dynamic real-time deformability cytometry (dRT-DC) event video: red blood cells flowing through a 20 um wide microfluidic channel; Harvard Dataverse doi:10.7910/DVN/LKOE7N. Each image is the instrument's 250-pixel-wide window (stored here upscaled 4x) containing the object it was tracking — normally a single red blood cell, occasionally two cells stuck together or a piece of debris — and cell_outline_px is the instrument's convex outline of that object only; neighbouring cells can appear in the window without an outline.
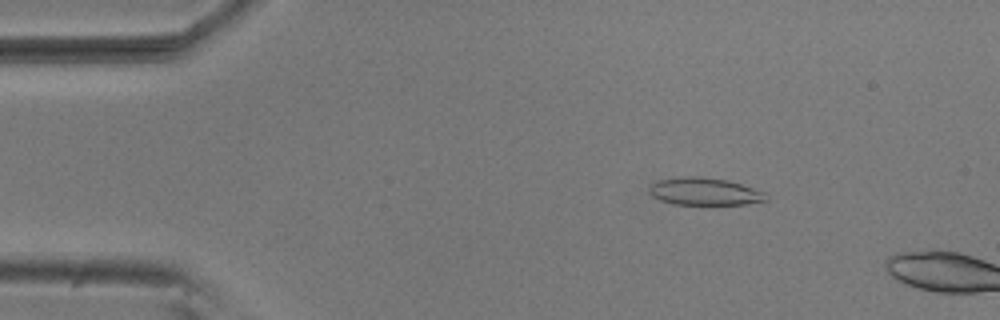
{"species": "common noctule bat (a hibernating species)", "species_latin": "Nyctalus noctula", "temperature_condition": "room temperature", "stored_images_in_passage": 11, "camera_frame_rate_fps": 3000, "um_per_image_px": 0.085, "animal": {"sex": "male", "body_mass_g": 20.5, "forearm_length_mm": 52.5}, "frame": {"image": 1, "passage_image": 8, "time_ms": 2.333, "image_size_px": [1000, 320], "cell_outline_px": [[768, 200], [748, 204], [672, 204], [660, 200], [652, 196], [648, 192], [648, 188], [656, 180], [684, 176], [700, 176], [728, 180], [764, 192], [768, 196]], "centroid_in_image_um": [59.85, 16.27], "position_along_channel_um": 25.1, "area_um2": 18.79}}